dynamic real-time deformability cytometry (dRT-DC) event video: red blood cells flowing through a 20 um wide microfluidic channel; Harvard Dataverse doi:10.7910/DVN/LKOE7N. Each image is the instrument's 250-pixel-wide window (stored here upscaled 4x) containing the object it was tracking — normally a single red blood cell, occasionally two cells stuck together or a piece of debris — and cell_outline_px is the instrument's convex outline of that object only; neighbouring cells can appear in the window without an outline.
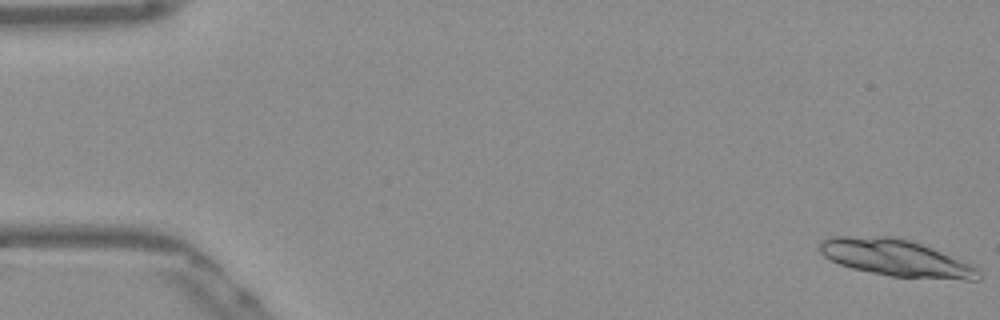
{"species": "Egyptian fruit bat (a non-hibernating species)", "species_latin": "Rousettus aegyptiacus", "temperature_condition": "warm", "stored_images_in_passage": 53, "camera_frame_rate_fps": 3000, "um_per_image_px": 0.085, "frame": {"image": 1, "passage_image": 1, "time_ms": 0.0, "image_size_px": [1000, 320], "cell_outline_px": [[980, 280], [964, 280], [892, 276], [852, 268], [840, 264], [824, 256], [820, 252], [820, 240], [832, 236], [896, 236], [956, 256], [972, 264], [980, 272]], "centroid_in_image_um": [76.19, 21.91], "position_along_channel_um": 8.8, "area_um2": 34.1}, "authors_computed_cell_mechanics": {"area_um2": 16.9354, "velocity_mm_per_s": 3.8353, "shape_relaxation_time_tau1_ms": 2.468, "shape_relaxation_time_tau2_ms": 0.8677, "deformation_change_tau1": 0.1297, "deformation_change_tau2": 0.0791}}